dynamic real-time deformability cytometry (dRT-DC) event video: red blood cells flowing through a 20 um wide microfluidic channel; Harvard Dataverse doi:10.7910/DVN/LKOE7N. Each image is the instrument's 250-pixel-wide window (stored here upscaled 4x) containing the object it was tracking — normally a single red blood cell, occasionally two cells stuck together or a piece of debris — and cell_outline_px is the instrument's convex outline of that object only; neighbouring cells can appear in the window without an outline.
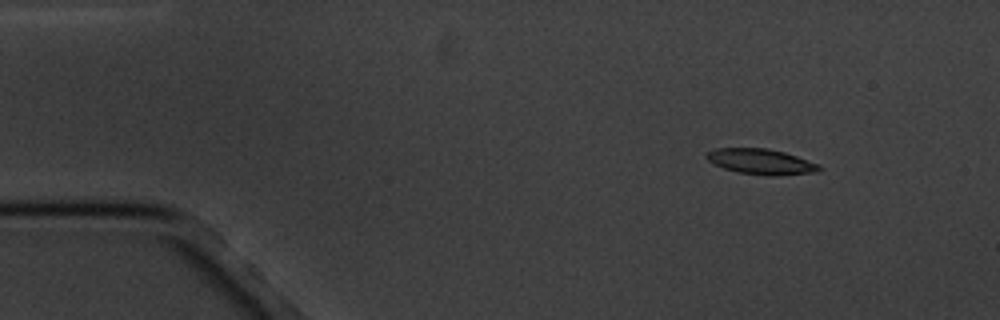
{"species": "common noctule bat (a hibernating species)", "species_latin": "Nyctalus noctula", "temperature_condition": "cold", "stored_images_in_passage": 4, "camera_frame_rate_fps": 3000, "um_per_image_px": 0.085, "animal": {"sex": "male", "body_mass_g": 20.1, "forearm_length_mm": 53.5}, "frame": {"image": 1, "passage_image": 1, "time_ms": 0.0, "image_size_px": [1000, 320], "cell_outline_px": [[820, 168], [816, 172], [772, 176], [768, 176], [736, 172], [724, 168], [708, 160], [704, 156], [708, 152], [716, 148], [768, 148], [784, 152], [820, 164]], "centroid_in_image_um": [64.68, 13.74], "position_along_channel_um": 20.3, "area_um2": 16.65}}
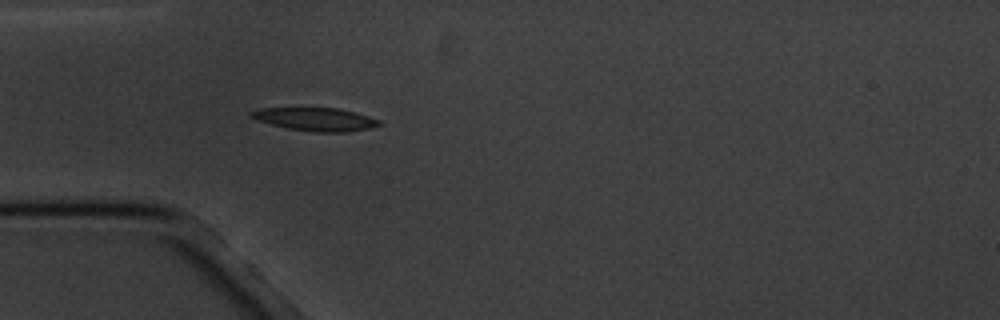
{"frame": {"image": 2, "passage_image": 4, "time_ms": 3.333, "image_size_px": [1000, 320], "cell_outline_px": [[380, 124], [368, 128], [344, 132], [312, 132], [288, 128], [256, 120], [248, 116], [248, 112], [260, 108], [340, 108], [368, 116], [380, 120]], "centroid_in_image_um": [26.76, 10.13], "position_along_channel_um": 58.2, "area_um2": 17.17}}